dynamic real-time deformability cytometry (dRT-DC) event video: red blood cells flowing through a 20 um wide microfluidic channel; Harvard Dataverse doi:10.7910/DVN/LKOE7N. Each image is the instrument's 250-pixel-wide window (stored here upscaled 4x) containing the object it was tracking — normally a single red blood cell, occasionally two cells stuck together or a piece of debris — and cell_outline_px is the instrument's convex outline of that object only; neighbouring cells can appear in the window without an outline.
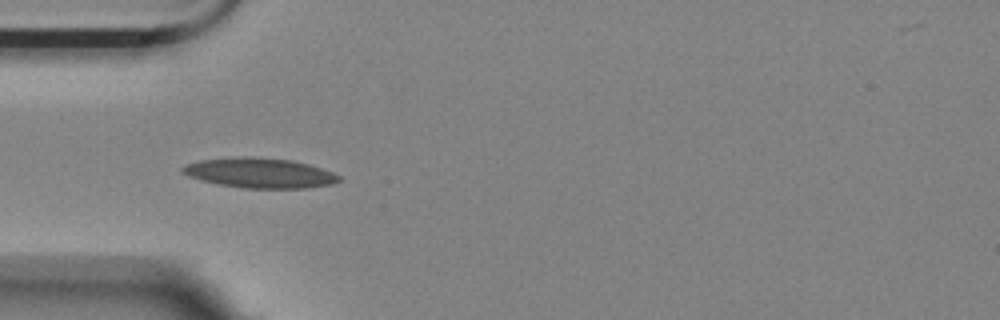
{"species": "Egyptian fruit bat (a non-hibernating species)", "species_latin": "Rousettus aegyptiacus", "temperature_condition": "room temperature", "stored_images_in_passage": 4, "camera_frame_rate_fps": 3000, "um_per_image_px": 0.085, "animal": {"sex": "female"}, "frame": {"image": 1, "passage_image": 4, "time_ms": 4.0, "image_size_px": [1000, 320], "cell_outline_px": [[340, 180], [332, 184], [308, 188], [244, 188], [216, 184], [200, 180], [188, 176], [180, 172], [180, 168], [184, 164], [200, 160], [236, 156], [256, 156], [292, 160], [308, 164], [332, 172], [340, 176]], "centroid_in_image_um": [22.01, 14.69], "position_along_channel_um": 63.0, "area_um2": 27.69}}